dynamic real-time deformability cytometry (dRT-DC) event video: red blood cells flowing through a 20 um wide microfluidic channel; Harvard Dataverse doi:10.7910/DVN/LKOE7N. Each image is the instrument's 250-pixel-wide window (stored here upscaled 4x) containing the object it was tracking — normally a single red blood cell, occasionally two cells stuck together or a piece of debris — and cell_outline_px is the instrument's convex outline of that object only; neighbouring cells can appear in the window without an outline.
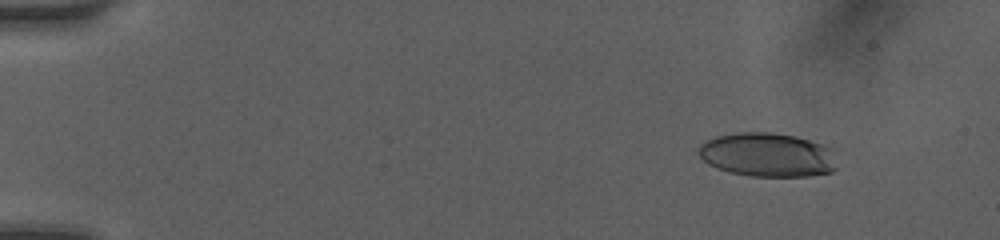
{"species": "human", "species_latin": "Homo sapiens", "temperature_condition": "room temperature", "stored_images_in_passage": 34, "camera_frame_rate_fps": 3000, "um_per_image_px": 0.085, "donor": {"sex": "female"}, "frame": {"image": 1, "passage_image": 9, "time_ms": 1.667, "image_size_px": [1000, 240], "cell_outline_px": [[836, 168], [832, 172], [808, 176], [748, 176], [728, 172], [716, 168], [708, 164], [696, 152], [696, 148], [700, 144], [716, 136], [736, 132], [772, 132], [796, 136], [824, 144], [832, 148]], "centroid_in_image_um": [65.21, 13.15], "position_along_channel_um": 19.8, "area_um2": 35.89}}
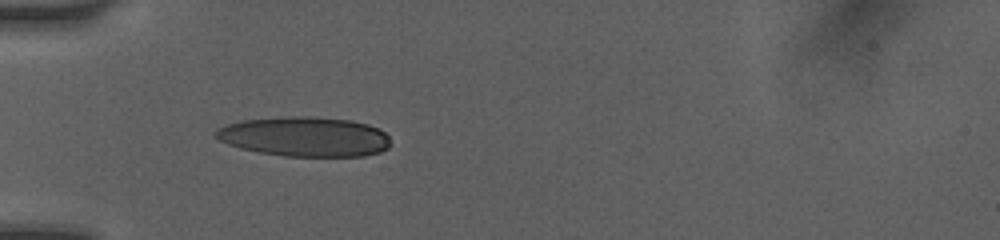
{"frame": {"image": 2, "passage_image": 27, "time_ms": 5.333, "image_size_px": [1000, 240], "cell_outline_px": [[392, 144], [388, 148], [380, 152], [364, 156], [284, 156], [260, 152], [240, 148], [228, 144], [212, 136], [212, 132], [216, 128], [224, 124], [240, 120], [292, 116], [304, 116], [352, 120], [368, 124], [384, 132], [388, 136]], "centroid_in_image_um": [25.86, 11.61], "position_along_channel_um": 59.1, "area_um2": 40.81}}
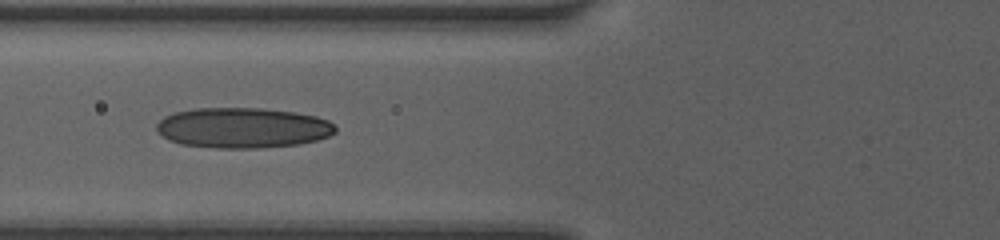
{"frame": {"image": 3, "passage_image": 33, "time_ms": 6.667, "image_size_px": [1000, 240], "cell_outline_px": [[336, 132], [328, 136], [316, 140], [300, 144], [260, 148], [216, 148], [180, 144], [168, 140], [156, 132], [156, 124], [164, 116], [172, 112], [192, 108], [260, 108], [296, 112], [316, 116], [328, 120], [336, 128]], "centroid_in_image_um": [20.59, 10.86], "position_along_channel_um": 105.2, "area_um2": 42.48}}